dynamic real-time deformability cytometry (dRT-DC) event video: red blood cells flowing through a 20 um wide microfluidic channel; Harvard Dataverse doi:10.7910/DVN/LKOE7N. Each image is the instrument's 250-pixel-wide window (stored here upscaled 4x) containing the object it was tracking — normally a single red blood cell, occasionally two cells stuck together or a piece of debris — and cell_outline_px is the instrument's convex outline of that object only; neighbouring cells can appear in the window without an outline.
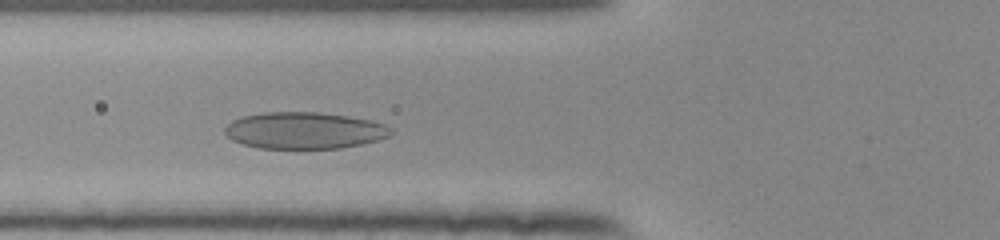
{"species": "human", "species_latin": "Homo sapiens", "temperature_condition": "room temperature", "stored_images_in_passage": 43, "camera_frame_rate_fps": 3000, "um_per_image_px": 0.085, "donor": {"sex": "female"}, "frame": {"image": 1, "passage_image": 10, "time_ms": 3.0, "image_size_px": [1000, 240], "cell_outline_px": [[392, 132], [388, 136], [376, 140], [360, 144], [340, 148], [260, 148], [244, 144], [232, 140], [224, 132], [224, 128], [232, 120], [244, 116], [264, 112], [320, 112], [348, 116], [372, 120], [384, 124], [392, 128]], "centroid_in_image_um": [25.86, 11.08], "position_along_channel_um": 99.9, "area_um2": 35.37}}
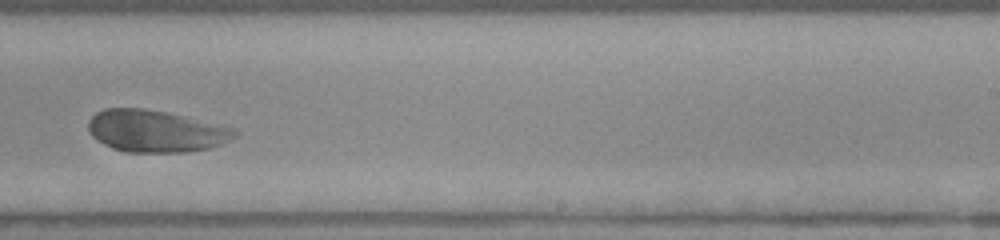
{"frame": {"image": 2, "passage_image": 24, "time_ms": 7.667, "image_size_px": [1000, 240], "cell_outline_px": [[240, 132], [236, 136], [220, 144], [208, 148], [188, 152], [128, 152], [112, 148], [96, 140], [88, 132], [88, 120], [96, 112], [104, 108], [144, 108], [164, 112], [236, 128]], "centroid_in_image_um": [13.2, 11.14], "position_along_channel_um": 275.8, "area_um2": 35.78}}
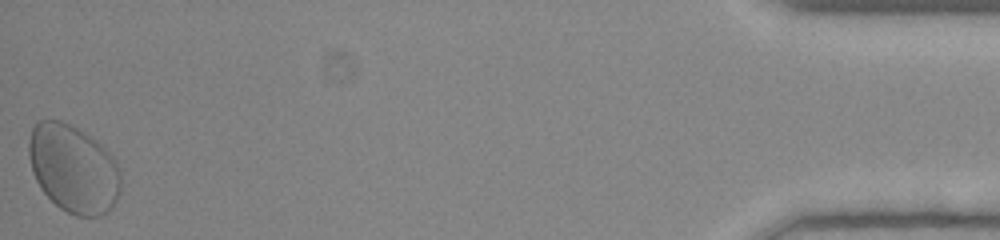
{"frame": {"image": 3, "passage_image": 43, "time_ms": 14.0, "image_size_px": [1000, 240], "cell_outline_px": [[120, 192], [116, 200], [100, 216], [76, 216], [60, 208], [40, 188], [32, 172], [28, 156], [28, 140], [32, 128], [36, 120], [60, 120], [92, 136], [112, 156], [120, 168]], "centroid_in_image_um": [6.21, 14.31], "position_along_channel_um": 429.0, "area_um2": 47.11}, "authors_computed_cell_mechanics": {"area_um2": 36.125, "velocity_mm_per_s": 3.7764, "shape_relaxation_time_tau1_ms": 3.4911, "shape_relaxation_time_tau2_ms": 1.1817, "deformation_change_tau1": 0.0864, "deformation_change_tau2": 0.0499}}